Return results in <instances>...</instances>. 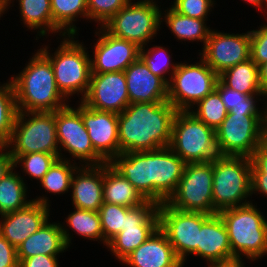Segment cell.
Here are the masks:
<instances>
[{"label": "cell", "mask_w": 267, "mask_h": 267, "mask_svg": "<svg viewBox=\"0 0 267 267\" xmlns=\"http://www.w3.org/2000/svg\"><path fill=\"white\" fill-rule=\"evenodd\" d=\"M109 164L125 177L145 200L163 204L174 193L186 163L171 148L121 153Z\"/></svg>", "instance_id": "cell-1"}, {"label": "cell", "mask_w": 267, "mask_h": 267, "mask_svg": "<svg viewBox=\"0 0 267 267\" xmlns=\"http://www.w3.org/2000/svg\"><path fill=\"white\" fill-rule=\"evenodd\" d=\"M176 113L168 101L129 104L118 114L119 154L168 147Z\"/></svg>", "instance_id": "cell-2"}, {"label": "cell", "mask_w": 267, "mask_h": 267, "mask_svg": "<svg viewBox=\"0 0 267 267\" xmlns=\"http://www.w3.org/2000/svg\"><path fill=\"white\" fill-rule=\"evenodd\" d=\"M29 57L24 68L10 77L18 111L55 112L69 105L56 85L50 60L39 49Z\"/></svg>", "instance_id": "cell-3"}, {"label": "cell", "mask_w": 267, "mask_h": 267, "mask_svg": "<svg viewBox=\"0 0 267 267\" xmlns=\"http://www.w3.org/2000/svg\"><path fill=\"white\" fill-rule=\"evenodd\" d=\"M77 35H67L56 38L58 47L51 50L45 43L40 51L50 60L54 70L56 85L61 94L71 102L76 96L82 101L86 96L91 79V60L88 47L78 39ZM78 39V40H77ZM54 51V52H53ZM53 52V53H52ZM81 96V97H80ZM80 97V98H79Z\"/></svg>", "instance_id": "cell-4"}, {"label": "cell", "mask_w": 267, "mask_h": 267, "mask_svg": "<svg viewBox=\"0 0 267 267\" xmlns=\"http://www.w3.org/2000/svg\"><path fill=\"white\" fill-rule=\"evenodd\" d=\"M256 204V205H255ZM222 218L235 259L247 263L261 261L267 257V216L258 208L257 203L228 208L218 213Z\"/></svg>", "instance_id": "cell-5"}, {"label": "cell", "mask_w": 267, "mask_h": 267, "mask_svg": "<svg viewBox=\"0 0 267 267\" xmlns=\"http://www.w3.org/2000/svg\"><path fill=\"white\" fill-rule=\"evenodd\" d=\"M212 197L217 213L255 201L251 193L250 158L219 155L213 160Z\"/></svg>", "instance_id": "cell-6"}, {"label": "cell", "mask_w": 267, "mask_h": 267, "mask_svg": "<svg viewBox=\"0 0 267 267\" xmlns=\"http://www.w3.org/2000/svg\"><path fill=\"white\" fill-rule=\"evenodd\" d=\"M159 3L162 4L154 0H130L102 28L116 38L144 47L155 42L160 34L162 8Z\"/></svg>", "instance_id": "cell-7"}, {"label": "cell", "mask_w": 267, "mask_h": 267, "mask_svg": "<svg viewBox=\"0 0 267 267\" xmlns=\"http://www.w3.org/2000/svg\"><path fill=\"white\" fill-rule=\"evenodd\" d=\"M169 147L185 163L209 162L219 156L215 130L189 111H177Z\"/></svg>", "instance_id": "cell-8"}, {"label": "cell", "mask_w": 267, "mask_h": 267, "mask_svg": "<svg viewBox=\"0 0 267 267\" xmlns=\"http://www.w3.org/2000/svg\"><path fill=\"white\" fill-rule=\"evenodd\" d=\"M6 146L11 155L44 152L54 154L59 158L56 111H18L11 139Z\"/></svg>", "instance_id": "cell-9"}, {"label": "cell", "mask_w": 267, "mask_h": 267, "mask_svg": "<svg viewBox=\"0 0 267 267\" xmlns=\"http://www.w3.org/2000/svg\"><path fill=\"white\" fill-rule=\"evenodd\" d=\"M195 61H180L167 84V101L177 111H189L216 87L218 74L200 56Z\"/></svg>", "instance_id": "cell-10"}, {"label": "cell", "mask_w": 267, "mask_h": 267, "mask_svg": "<svg viewBox=\"0 0 267 267\" xmlns=\"http://www.w3.org/2000/svg\"><path fill=\"white\" fill-rule=\"evenodd\" d=\"M75 104L77 106L69 104L56 111L59 158L74 161L79 166L107 163L92 146L81 116V101H77ZM66 153L69 154L65 155Z\"/></svg>", "instance_id": "cell-11"}, {"label": "cell", "mask_w": 267, "mask_h": 267, "mask_svg": "<svg viewBox=\"0 0 267 267\" xmlns=\"http://www.w3.org/2000/svg\"><path fill=\"white\" fill-rule=\"evenodd\" d=\"M266 131L265 115L228 112L215 130L219 155L250 158Z\"/></svg>", "instance_id": "cell-12"}, {"label": "cell", "mask_w": 267, "mask_h": 267, "mask_svg": "<svg viewBox=\"0 0 267 267\" xmlns=\"http://www.w3.org/2000/svg\"><path fill=\"white\" fill-rule=\"evenodd\" d=\"M213 161L186 163L174 193L166 203L181 211L217 214L213 207Z\"/></svg>", "instance_id": "cell-13"}, {"label": "cell", "mask_w": 267, "mask_h": 267, "mask_svg": "<svg viewBox=\"0 0 267 267\" xmlns=\"http://www.w3.org/2000/svg\"><path fill=\"white\" fill-rule=\"evenodd\" d=\"M158 216L159 228L165 233L183 266L190 255L198 257L199 232L210 214L177 210L165 202L158 205Z\"/></svg>", "instance_id": "cell-14"}, {"label": "cell", "mask_w": 267, "mask_h": 267, "mask_svg": "<svg viewBox=\"0 0 267 267\" xmlns=\"http://www.w3.org/2000/svg\"><path fill=\"white\" fill-rule=\"evenodd\" d=\"M159 227L158 204L146 200L125 214L124 228L111 238L106 248L120 263L144 243Z\"/></svg>", "instance_id": "cell-15"}, {"label": "cell", "mask_w": 267, "mask_h": 267, "mask_svg": "<svg viewBox=\"0 0 267 267\" xmlns=\"http://www.w3.org/2000/svg\"><path fill=\"white\" fill-rule=\"evenodd\" d=\"M250 30L232 33L212 29L200 56L218 75L227 69L251 59Z\"/></svg>", "instance_id": "cell-16"}, {"label": "cell", "mask_w": 267, "mask_h": 267, "mask_svg": "<svg viewBox=\"0 0 267 267\" xmlns=\"http://www.w3.org/2000/svg\"><path fill=\"white\" fill-rule=\"evenodd\" d=\"M98 29V30H97ZM94 45H91V73H109L124 71L139 57L140 48L133 42L116 38L102 27L94 30ZM96 40V42H95Z\"/></svg>", "instance_id": "cell-17"}, {"label": "cell", "mask_w": 267, "mask_h": 267, "mask_svg": "<svg viewBox=\"0 0 267 267\" xmlns=\"http://www.w3.org/2000/svg\"><path fill=\"white\" fill-rule=\"evenodd\" d=\"M82 102L95 110L120 114L130 104L124 71L92 73Z\"/></svg>", "instance_id": "cell-18"}, {"label": "cell", "mask_w": 267, "mask_h": 267, "mask_svg": "<svg viewBox=\"0 0 267 267\" xmlns=\"http://www.w3.org/2000/svg\"><path fill=\"white\" fill-rule=\"evenodd\" d=\"M81 116L94 150L109 163L119 155L118 114L92 109L81 101Z\"/></svg>", "instance_id": "cell-19"}, {"label": "cell", "mask_w": 267, "mask_h": 267, "mask_svg": "<svg viewBox=\"0 0 267 267\" xmlns=\"http://www.w3.org/2000/svg\"><path fill=\"white\" fill-rule=\"evenodd\" d=\"M51 208L30 202L25 208L0 216V235L16 249L30 235L37 232L50 218Z\"/></svg>", "instance_id": "cell-20"}, {"label": "cell", "mask_w": 267, "mask_h": 267, "mask_svg": "<svg viewBox=\"0 0 267 267\" xmlns=\"http://www.w3.org/2000/svg\"><path fill=\"white\" fill-rule=\"evenodd\" d=\"M124 73L130 104L167 101V83L153 74L140 57Z\"/></svg>", "instance_id": "cell-21"}, {"label": "cell", "mask_w": 267, "mask_h": 267, "mask_svg": "<svg viewBox=\"0 0 267 267\" xmlns=\"http://www.w3.org/2000/svg\"><path fill=\"white\" fill-rule=\"evenodd\" d=\"M102 191L103 164L78 166L71 179L72 207L98 211L103 204Z\"/></svg>", "instance_id": "cell-22"}, {"label": "cell", "mask_w": 267, "mask_h": 267, "mask_svg": "<svg viewBox=\"0 0 267 267\" xmlns=\"http://www.w3.org/2000/svg\"><path fill=\"white\" fill-rule=\"evenodd\" d=\"M122 264L126 267H184L174 253L165 233L159 227L128 255L121 262Z\"/></svg>", "instance_id": "cell-23"}, {"label": "cell", "mask_w": 267, "mask_h": 267, "mask_svg": "<svg viewBox=\"0 0 267 267\" xmlns=\"http://www.w3.org/2000/svg\"><path fill=\"white\" fill-rule=\"evenodd\" d=\"M198 257L208 265L234 260L229 236L220 215H210L202 224L198 238Z\"/></svg>", "instance_id": "cell-24"}, {"label": "cell", "mask_w": 267, "mask_h": 267, "mask_svg": "<svg viewBox=\"0 0 267 267\" xmlns=\"http://www.w3.org/2000/svg\"><path fill=\"white\" fill-rule=\"evenodd\" d=\"M50 220L17 247L18 263L35 255L60 256L70 250L64 240L60 222Z\"/></svg>", "instance_id": "cell-25"}, {"label": "cell", "mask_w": 267, "mask_h": 267, "mask_svg": "<svg viewBox=\"0 0 267 267\" xmlns=\"http://www.w3.org/2000/svg\"><path fill=\"white\" fill-rule=\"evenodd\" d=\"M15 0H11L3 9L2 14H7L10 7L15 6ZM18 2L20 21L23 28L34 32L37 42L53 35V16L51 11V0H16ZM12 3V4H11ZM12 5V6H11ZM14 5V6H13ZM48 36V37H47Z\"/></svg>", "instance_id": "cell-26"}, {"label": "cell", "mask_w": 267, "mask_h": 267, "mask_svg": "<svg viewBox=\"0 0 267 267\" xmlns=\"http://www.w3.org/2000/svg\"><path fill=\"white\" fill-rule=\"evenodd\" d=\"M161 10V29L166 24V28L170 30V33L173 34L174 38L177 39L182 44L188 41L201 42L202 48L205 46L207 39L210 35L211 25L207 26V21L205 19L192 18L189 16L182 15L170 6ZM164 24V25H163ZM184 41V43H183ZM186 41V42H185Z\"/></svg>", "instance_id": "cell-27"}, {"label": "cell", "mask_w": 267, "mask_h": 267, "mask_svg": "<svg viewBox=\"0 0 267 267\" xmlns=\"http://www.w3.org/2000/svg\"><path fill=\"white\" fill-rule=\"evenodd\" d=\"M72 210L66 215L67 217H65L63 222L60 221L67 247L70 249L73 244L72 240L74 234H78L79 237L85 240L98 241L100 245L102 244L103 247H106L107 243L104 241L98 211L78 209L75 207L72 208Z\"/></svg>", "instance_id": "cell-28"}, {"label": "cell", "mask_w": 267, "mask_h": 267, "mask_svg": "<svg viewBox=\"0 0 267 267\" xmlns=\"http://www.w3.org/2000/svg\"><path fill=\"white\" fill-rule=\"evenodd\" d=\"M103 202L133 208L146 200L109 163H103Z\"/></svg>", "instance_id": "cell-29"}, {"label": "cell", "mask_w": 267, "mask_h": 267, "mask_svg": "<svg viewBox=\"0 0 267 267\" xmlns=\"http://www.w3.org/2000/svg\"><path fill=\"white\" fill-rule=\"evenodd\" d=\"M51 11L53 16V36L60 38L67 35H79L77 21L87 20V0H51ZM81 18V19H79ZM76 24V25H75Z\"/></svg>", "instance_id": "cell-30"}, {"label": "cell", "mask_w": 267, "mask_h": 267, "mask_svg": "<svg viewBox=\"0 0 267 267\" xmlns=\"http://www.w3.org/2000/svg\"><path fill=\"white\" fill-rule=\"evenodd\" d=\"M78 166L79 165L74 162L58 158L44 177L38 182L41 191L44 189V192L47 195H37L32 201L51 207L50 203L52 201L49 200L48 193H50V196H62L63 194L65 195L69 193L71 179Z\"/></svg>", "instance_id": "cell-31"}, {"label": "cell", "mask_w": 267, "mask_h": 267, "mask_svg": "<svg viewBox=\"0 0 267 267\" xmlns=\"http://www.w3.org/2000/svg\"><path fill=\"white\" fill-rule=\"evenodd\" d=\"M227 87L246 95H263L259 84V66L249 59L218 75Z\"/></svg>", "instance_id": "cell-32"}, {"label": "cell", "mask_w": 267, "mask_h": 267, "mask_svg": "<svg viewBox=\"0 0 267 267\" xmlns=\"http://www.w3.org/2000/svg\"><path fill=\"white\" fill-rule=\"evenodd\" d=\"M14 168L0 180V216L25 208L32 198L30 190L21 177V172ZM29 191V192H28Z\"/></svg>", "instance_id": "cell-33"}, {"label": "cell", "mask_w": 267, "mask_h": 267, "mask_svg": "<svg viewBox=\"0 0 267 267\" xmlns=\"http://www.w3.org/2000/svg\"><path fill=\"white\" fill-rule=\"evenodd\" d=\"M215 89L219 92L228 112L245 115H265V96L246 95L225 86L219 79ZM261 102V103H259ZM259 104H263L262 106ZM261 106V107H259Z\"/></svg>", "instance_id": "cell-34"}, {"label": "cell", "mask_w": 267, "mask_h": 267, "mask_svg": "<svg viewBox=\"0 0 267 267\" xmlns=\"http://www.w3.org/2000/svg\"><path fill=\"white\" fill-rule=\"evenodd\" d=\"M150 45L151 43L140 48L139 57L153 74L161 77L168 84L179 62L175 60L173 62L168 46L152 44L151 47Z\"/></svg>", "instance_id": "cell-35"}, {"label": "cell", "mask_w": 267, "mask_h": 267, "mask_svg": "<svg viewBox=\"0 0 267 267\" xmlns=\"http://www.w3.org/2000/svg\"><path fill=\"white\" fill-rule=\"evenodd\" d=\"M3 82H0V139L7 144L12 136L18 109L11 78Z\"/></svg>", "instance_id": "cell-36"}, {"label": "cell", "mask_w": 267, "mask_h": 267, "mask_svg": "<svg viewBox=\"0 0 267 267\" xmlns=\"http://www.w3.org/2000/svg\"><path fill=\"white\" fill-rule=\"evenodd\" d=\"M12 157L14 159V167L16 169L20 167V171L22 172L21 177L27 185V180L24 178L25 175L26 177L28 176L31 181L36 179L35 181H37L38 184L58 159L56 155L44 152L12 155Z\"/></svg>", "instance_id": "cell-37"}, {"label": "cell", "mask_w": 267, "mask_h": 267, "mask_svg": "<svg viewBox=\"0 0 267 267\" xmlns=\"http://www.w3.org/2000/svg\"><path fill=\"white\" fill-rule=\"evenodd\" d=\"M189 112L214 130L221 125L228 113L216 89L194 105Z\"/></svg>", "instance_id": "cell-38"}, {"label": "cell", "mask_w": 267, "mask_h": 267, "mask_svg": "<svg viewBox=\"0 0 267 267\" xmlns=\"http://www.w3.org/2000/svg\"><path fill=\"white\" fill-rule=\"evenodd\" d=\"M130 209L131 208L122 205L103 202L98 213L100 215L101 229L106 243L123 230L125 214Z\"/></svg>", "instance_id": "cell-39"}, {"label": "cell", "mask_w": 267, "mask_h": 267, "mask_svg": "<svg viewBox=\"0 0 267 267\" xmlns=\"http://www.w3.org/2000/svg\"><path fill=\"white\" fill-rule=\"evenodd\" d=\"M129 1L130 0H87L88 22L97 23V27H102L104 23L121 10Z\"/></svg>", "instance_id": "cell-40"}, {"label": "cell", "mask_w": 267, "mask_h": 267, "mask_svg": "<svg viewBox=\"0 0 267 267\" xmlns=\"http://www.w3.org/2000/svg\"><path fill=\"white\" fill-rule=\"evenodd\" d=\"M169 4L173 10L182 15L209 21V15L214 11L217 2L216 0H173Z\"/></svg>", "instance_id": "cell-41"}, {"label": "cell", "mask_w": 267, "mask_h": 267, "mask_svg": "<svg viewBox=\"0 0 267 267\" xmlns=\"http://www.w3.org/2000/svg\"><path fill=\"white\" fill-rule=\"evenodd\" d=\"M267 21V19L265 18ZM260 24L256 29H250L251 59L260 66L267 62V22Z\"/></svg>", "instance_id": "cell-42"}, {"label": "cell", "mask_w": 267, "mask_h": 267, "mask_svg": "<svg viewBox=\"0 0 267 267\" xmlns=\"http://www.w3.org/2000/svg\"><path fill=\"white\" fill-rule=\"evenodd\" d=\"M251 171H267V131L250 157Z\"/></svg>", "instance_id": "cell-43"}, {"label": "cell", "mask_w": 267, "mask_h": 267, "mask_svg": "<svg viewBox=\"0 0 267 267\" xmlns=\"http://www.w3.org/2000/svg\"><path fill=\"white\" fill-rule=\"evenodd\" d=\"M17 250L0 235V267H18Z\"/></svg>", "instance_id": "cell-44"}, {"label": "cell", "mask_w": 267, "mask_h": 267, "mask_svg": "<svg viewBox=\"0 0 267 267\" xmlns=\"http://www.w3.org/2000/svg\"><path fill=\"white\" fill-rule=\"evenodd\" d=\"M59 256L35 255L19 262L18 267H60Z\"/></svg>", "instance_id": "cell-45"}, {"label": "cell", "mask_w": 267, "mask_h": 267, "mask_svg": "<svg viewBox=\"0 0 267 267\" xmlns=\"http://www.w3.org/2000/svg\"><path fill=\"white\" fill-rule=\"evenodd\" d=\"M251 193L267 199V171H251Z\"/></svg>", "instance_id": "cell-46"}, {"label": "cell", "mask_w": 267, "mask_h": 267, "mask_svg": "<svg viewBox=\"0 0 267 267\" xmlns=\"http://www.w3.org/2000/svg\"><path fill=\"white\" fill-rule=\"evenodd\" d=\"M14 168V159L9 148L5 146L0 151V180Z\"/></svg>", "instance_id": "cell-47"}, {"label": "cell", "mask_w": 267, "mask_h": 267, "mask_svg": "<svg viewBox=\"0 0 267 267\" xmlns=\"http://www.w3.org/2000/svg\"><path fill=\"white\" fill-rule=\"evenodd\" d=\"M259 84L262 94L267 96V62L259 66Z\"/></svg>", "instance_id": "cell-48"}, {"label": "cell", "mask_w": 267, "mask_h": 267, "mask_svg": "<svg viewBox=\"0 0 267 267\" xmlns=\"http://www.w3.org/2000/svg\"><path fill=\"white\" fill-rule=\"evenodd\" d=\"M244 259H234L226 262L214 263L207 267H245L246 261Z\"/></svg>", "instance_id": "cell-49"}, {"label": "cell", "mask_w": 267, "mask_h": 267, "mask_svg": "<svg viewBox=\"0 0 267 267\" xmlns=\"http://www.w3.org/2000/svg\"><path fill=\"white\" fill-rule=\"evenodd\" d=\"M243 2L250 4L251 7L261 11V0H242Z\"/></svg>", "instance_id": "cell-50"}, {"label": "cell", "mask_w": 267, "mask_h": 267, "mask_svg": "<svg viewBox=\"0 0 267 267\" xmlns=\"http://www.w3.org/2000/svg\"><path fill=\"white\" fill-rule=\"evenodd\" d=\"M261 14L267 18V0H261ZM264 12V14H263Z\"/></svg>", "instance_id": "cell-51"}, {"label": "cell", "mask_w": 267, "mask_h": 267, "mask_svg": "<svg viewBox=\"0 0 267 267\" xmlns=\"http://www.w3.org/2000/svg\"><path fill=\"white\" fill-rule=\"evenodd\" d=\"M11 0H0V8L3 9Z\"/></svg>", "instance_id": "cell-52"}, {"label": "cell", "mask_w": 267, "mask_h": 267, "mask_svg": "<svg viewBox=\"0 0 267 267\" xmlns=\"http://www.w3.org/2000/svg\"><path fill=\"white\" fill-rule=\"evenodd\" d=\"M265 122H266V127H267V96H265Z\"/></svg>", "instance_id": "cell-53"}, {"label": "cell", "mask_w": 267, "mask_h": 267, "mask_svg": "<svg viewBox=\"0 0 267 267\" xmlns=\"http://www.w3.org/2000/svg\"><path fill=\"white\" fill-rule=\"evenodd\" d=\"M6 146V144L0 139V151Z\"/></svg>", "instance_id": "cell-54"}, {"label": "cell", "mask_w": 267, "mask_h": 267, "mask_svg": "<svg viewBox=\"0 0 267 267\" xmlns=\"http://www.w3.org/2000/svg\"><path fill=\"white\" fill-rule=\"evenodd\" d=\"M2 17H5V16H3L2 9L0 8V20L2 19Z\"/></svg>", "instance_id": "cell-55"}]
</instances>
